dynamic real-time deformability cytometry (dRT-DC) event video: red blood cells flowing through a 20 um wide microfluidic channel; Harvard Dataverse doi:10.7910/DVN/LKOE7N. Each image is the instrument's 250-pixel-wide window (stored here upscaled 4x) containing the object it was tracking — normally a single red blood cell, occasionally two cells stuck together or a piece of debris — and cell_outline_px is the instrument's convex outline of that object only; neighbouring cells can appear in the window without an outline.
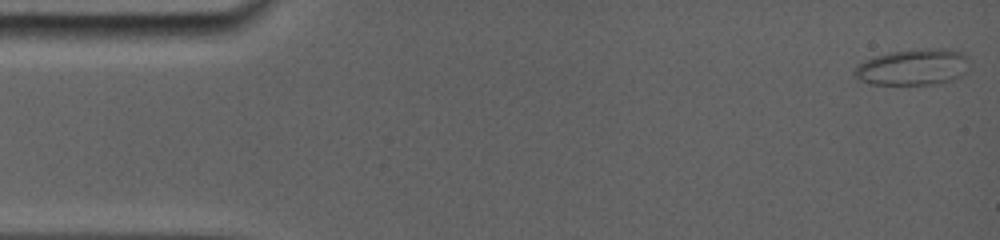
{"species": "common noctule bat (a hibernating species)", "species_latin": "Nyctalus noctula", "temperature_condition": "room temperature", "stored_images_in_passage": 15, "camera_frame_rate_fps": 5000, "um_per_image_px": 0.085, "animal": {"sex": "female", "body_mass_g": 19.0, "forearm_length_mm": 56.7}, "frame": {"image": 1, "passage_image": 1, "time_ms": 0.0, "image_size_px": [1000, 240], "cell_outline_px": [[964, 72], [960, 76], [944, 84], [868, 84], [860, 80], [852, 72], [864, 60], [888, 52], [924, 48], [948, 48], [960, 52], [964, 56]], "centroid_in_image_um": [77.55, 5.71], "position_along_channel_um": 7.4, "area_um2": 23.99}}
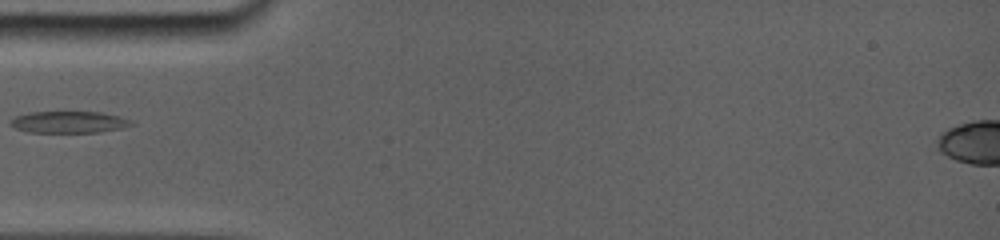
{"frame": {"image": 2, "passage_image": 13, "time_ms": 5.0, "image_size_px": [1000, 240], "cell_outline_px": [[132, 124], [116, 128], [96, 132], [32, 132], [20, 128], [12, 124], [12, 120], [16, 116], [32, 112], [100, 112], [116, 116], [128, 120]], "centroid_in_image_um": [5.83, 10.36], "position_along_channel_um": 79.2, "area_um2": 14.39}}
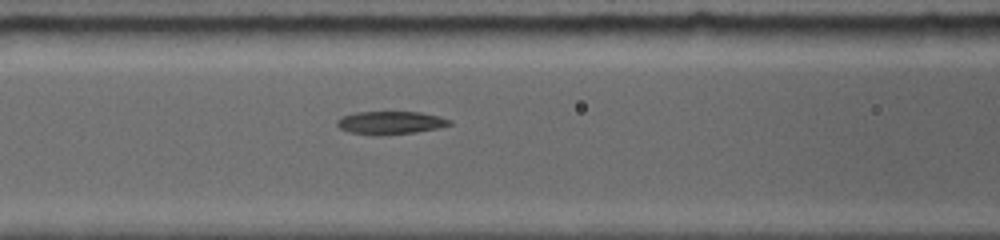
{"frame": {"image": 3, "passage_image": 15, "time_ms": 6.4, "image_size_px": [1000, 240], "cell_outline_px": [[452, 124], [436, 128], [412, 132], [352, 132], [340, 128], [336, 124], [336, 120], [344, 116], [356, 112], [420, 112], [440, 116], [452, 120]], "centroid_in_image_um": [33.24, 10.37], "position_along_channel_um": 133.4, "area_um2": 14.05}}